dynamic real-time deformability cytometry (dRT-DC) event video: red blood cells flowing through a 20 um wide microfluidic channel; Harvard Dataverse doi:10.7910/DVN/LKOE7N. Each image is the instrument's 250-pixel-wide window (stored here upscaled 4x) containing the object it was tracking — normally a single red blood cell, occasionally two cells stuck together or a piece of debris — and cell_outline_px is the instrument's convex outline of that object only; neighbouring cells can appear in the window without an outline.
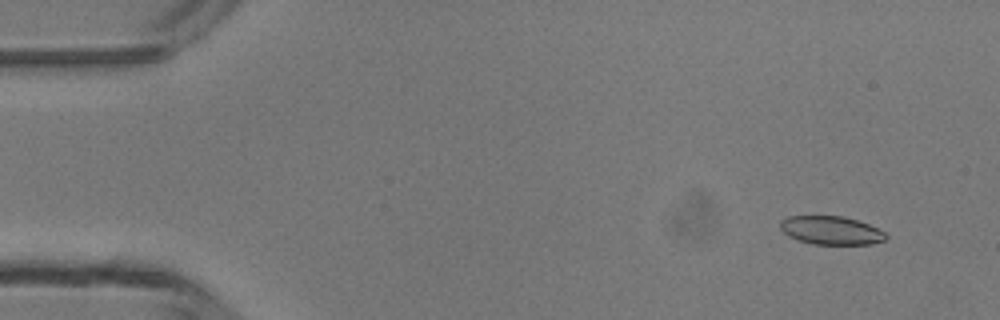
{"species": "common noctule bat (a hibernating species)", "species_latin": "Nyctalus noctula", "temperature_condition": "room temperature", "stored_images_in_passage": 4, "camera_frame_rate_fps": 3000, "um_per_image_px": 0.085, "animal": {"sex": "male", "body_mass_g": 13.3}, "frame": {"image": 1, "passage_image": 1, "time_ms": 0.0, "image_size_px": [1000, 320], "cell_outline_px": [[888, 236], [884, 240], [872, 244], [812, 244], [788, 236], [780, 228], [780, 220], [788, 216], [844, 216], [868, 224], [884, 232]], "centroid_in_image_um": [70.62, 19.58], "position_along_channel_um": 14.4, "area_um2": 17.4}}
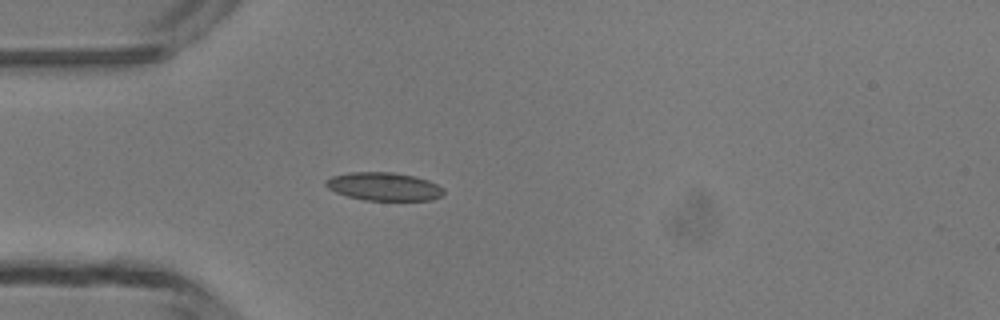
{"frame": {"image": 2, "passage_image": 4, "time_ms": 3.333, "image_size_px": [1000, 320], "cell_outline_px": [[444, 192], [440, 196], [432, 200], [364, 200], [348, 196], [336, 192], [328, 188], [324, 184], [324, 180], [332, 176], [352, 172], [392, 172], [412, 176], [428, 180], [444, 188]], "centroid_in_image_um": [32.61, 15.85], "position_along_channel_um": 52.4, "area_um2": 19.25}}